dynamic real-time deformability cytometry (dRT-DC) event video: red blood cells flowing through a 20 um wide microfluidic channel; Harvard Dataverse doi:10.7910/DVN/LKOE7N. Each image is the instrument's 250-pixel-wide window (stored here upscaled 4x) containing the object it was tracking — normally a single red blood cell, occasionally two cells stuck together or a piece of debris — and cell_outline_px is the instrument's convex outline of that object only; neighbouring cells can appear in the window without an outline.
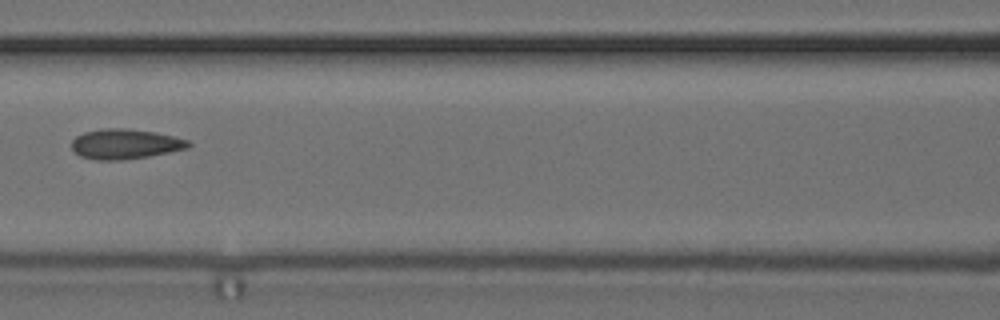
{"species": "common noctule bat (a hibernating species)", "species_latin": "Nyctalus noctula", "temperature_condition": "cold", "stored_images_in_passage": 6, "camera_frame_rate_fps": 3000, "um_per_image_px": 0.085, "animal": {"sex": "female", "body_mass_g": 24.6, "forearm_length_mm": 56.2}, "frame": {"image": 1, "passage_image": 6, "time_ms": 6.333, "image_size_px": [1000, 320], "cell_outline_px": [[192, 144], [188, 148], [148, 156], [120, 160], [96, 160], [80, 156], [72, 148], [72, 140], [76, 136], [84, 132], [104, 128], [124, 128], [156, 132], [176, 136], [188, 140]], "centroid_in_image_um": [10.65, 12.23], "position_along_channel_um": 156.0, "area_um2": 20.4}}